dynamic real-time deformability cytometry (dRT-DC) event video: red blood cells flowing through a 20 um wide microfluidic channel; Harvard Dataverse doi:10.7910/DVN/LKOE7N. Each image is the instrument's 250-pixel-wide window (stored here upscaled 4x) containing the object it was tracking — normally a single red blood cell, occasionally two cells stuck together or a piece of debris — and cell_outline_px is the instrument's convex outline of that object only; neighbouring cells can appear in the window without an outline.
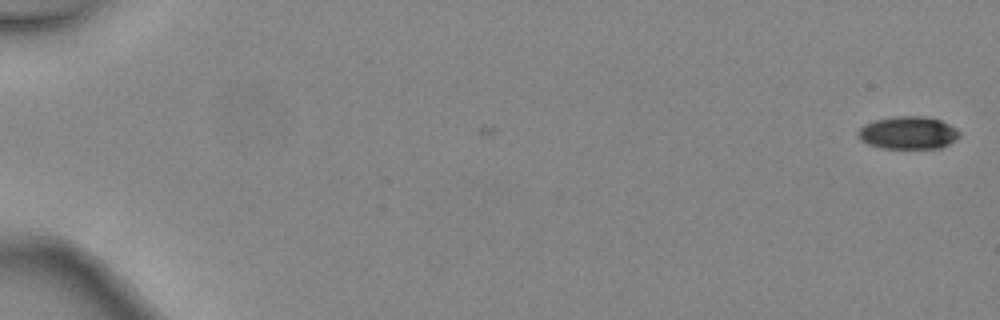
{"species": "common noctule bat (a hibernating species)", "species_latin": "Nyctalus noctula", "temperature_condition": "warm", "stored_images_in_passage": 5, "camera_frame_rate_fps": 3000, "um_per_image_px": 0.085, "animal": {"sex": "female", "body_mass_g": 24.6, "forearm_length_mm": 56.2}, "frame": {"image": 1, "passage_image": 1, "time_ms": 0.0, "image_size_px": [1000, 320], "cell_outline_px": [[960, 136], [948, 144], [940, 148], [884, 148], [868, 144], [860, 140], [856, 136], [856, 132], [864, 124], [872, 120], [892, 116], [928, 116], [940, 120], [956, 128], [960, 132]], "centroid_in_image_um": [77.15, 11.27], "position_along_channel_um": 7.8, "area_um2": 19.54}}
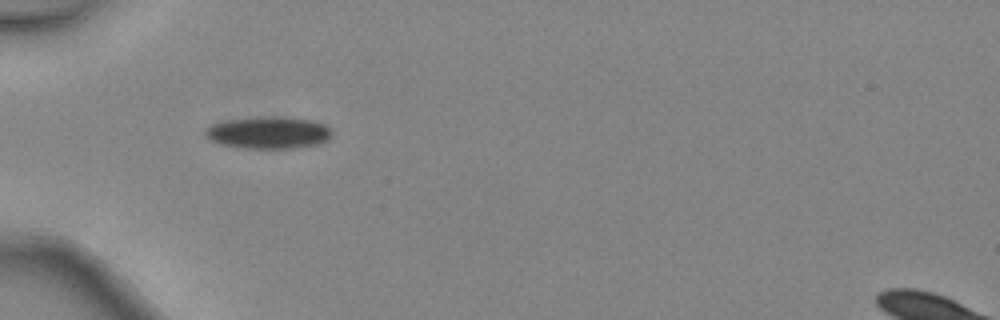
{"frame": {"image": 2, "passage_image": 5, "time_ms": 1.333, "image_size_px": [1000, 320], "cell_outline_px": [[332, 132], [328, 140], [320, 144], [296, 148], [248, 148], [220, 144], [204, 136], [204, 128], [212, 124], [228, 120], [260, 116], [276, 116], [312, 120], [324, 124], [332, 128]], "centroid_in_image_um": [22.84, 11.27], "position_along_channel_um": 62.2, "area_um2": 23.87}}